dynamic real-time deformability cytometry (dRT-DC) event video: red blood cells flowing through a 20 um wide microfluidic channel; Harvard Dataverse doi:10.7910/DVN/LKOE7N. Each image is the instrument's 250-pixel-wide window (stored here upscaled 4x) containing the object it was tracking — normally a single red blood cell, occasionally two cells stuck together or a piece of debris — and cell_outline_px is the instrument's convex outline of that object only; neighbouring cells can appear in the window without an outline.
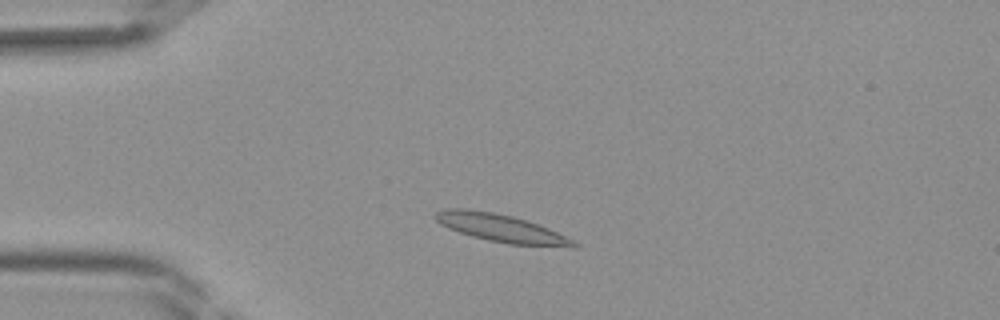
{"species": "Egyptian fruit bat (a non-hibernating species)", "species_latin": "Rousettus aegyptiacus", "temperature_condition": "room temperature", "stored_images_in_passage": 37, "camera_frame_rate_fps": 3000, "um_per_image_px": 0.085, "frame": {"image": 1, "passage_image": 6, "time_ms": 1.667, "image_size_px": [1000, 320], "cell_outline_px": [[580, 244], [576, 248], [572, 248], [508, 244], [488, 240], [472, 236], [448, 228], [440, 224], [432, 216], [436, 212], [444, 208], [468, 208], [492, 212], [512, 216], [548, 228]], "centroid_in_image_um": [42.57, 19.4], "position_along_channel_um": 42.4, "area_um2": 22.48}}
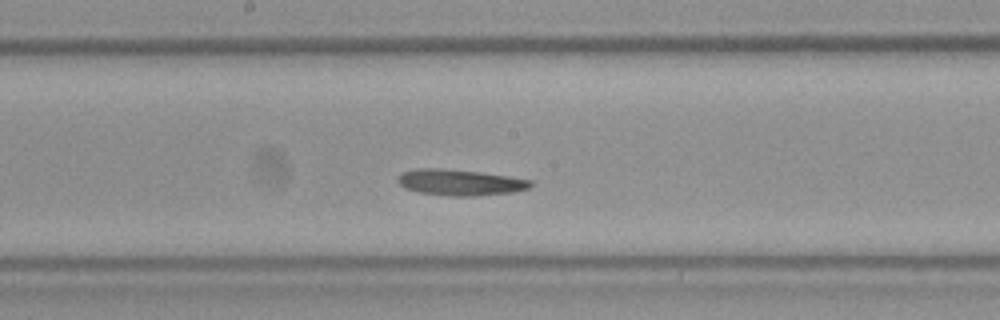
{"frame": {"image": 2, "passage_image": 18, "time_ms": 5.667, "image_size_px": [1000, 320], "cell_outline_px": [[532, 184], [528, 188], [512, 192], [476, 196], [452, 196], [416, 192], [404, 188], [396, 180], [400, 172], [416, 168], [440, 168], [480, 172], [508, 176], [532, 180]], "centroid_in_image_um": [39.04, 15.5], "position_along_channel_um": 209.2, "area_um2": 20.29}}
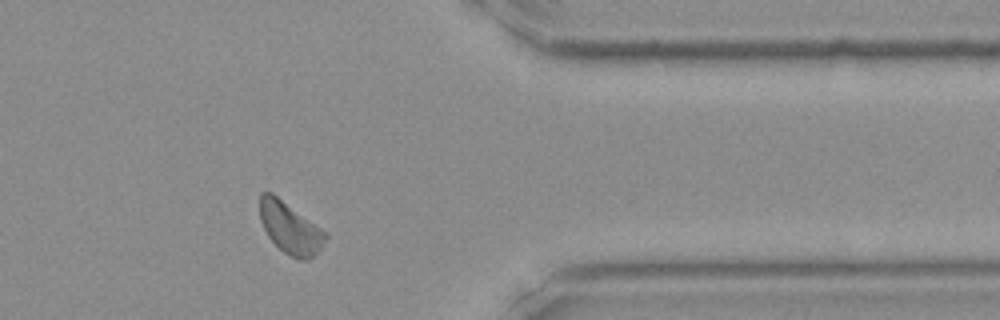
{"frame": {"image": 3, "passage_image": 30, "time_ms": 9.667, "image_size_px": [1000, 320], "cell_outline_px": [[328, 236], [320, 248], [308, 260], [300, 260], [288, 256], [268, 236], [260, 220], [260, 192], [272, 192], [320, 228]], "centroid_in_image_um": [24.63, 19.38], "position_along_channel_um": 386.8, "area_um2": 19.25}}